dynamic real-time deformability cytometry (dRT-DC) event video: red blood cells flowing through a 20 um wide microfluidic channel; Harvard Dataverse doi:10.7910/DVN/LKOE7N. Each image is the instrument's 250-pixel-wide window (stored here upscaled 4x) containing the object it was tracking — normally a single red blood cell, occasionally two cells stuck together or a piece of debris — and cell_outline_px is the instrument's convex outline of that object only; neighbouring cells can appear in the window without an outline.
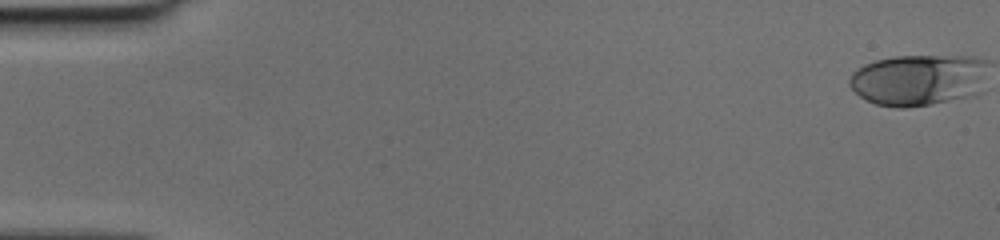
{"species": "human", "species_latin": "Homo sapiens", "temperature_condition": "cold", "stored_images_in_passage": 50, "camera_frame_rate_fps": 3000, "um_per_image_px": 0.085, "donor": {"sex": "female"}, "frame": {"image": 1, "passage_image": 1, "time_ms": 0.0, "image_size_px": [1000, 240], "cell_outline_px": [[984, 60], [964, 96], [932, 104], [904, 108], [900, 108], [876, 104], [860, 96], [848, 84], [848, 80], [852, 72], [864, 64], [876, 60], [896, 56], [972, 56]], "centroid_in_image_um": [77.75, 6.77], "position_along_channel_um": 7.2, "area_um2": 39.07}}
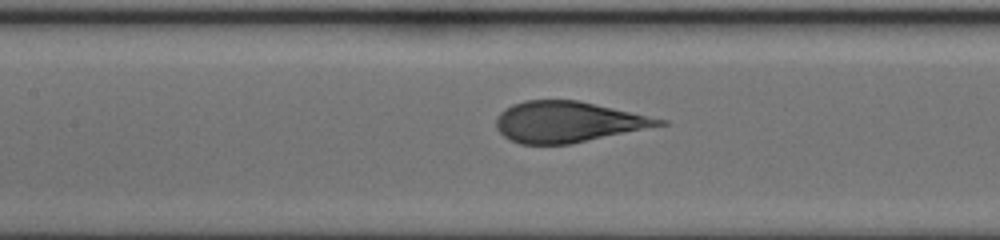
{"frame": {"image": 2, "passage_image": 24, "time_ms": 7.667, "image_size_px": [1000, 240], "cell_outline_px": [[668, 124], [568, 144], [520, 144], [504, 136], [496, 128], [496, 120], [500, 112], [504, 108], [512, 104], [524, 100], [576, 100], [668, 120]], "centroid_in_image_um": [48.23, 10.35], "position_along_channel_um": 159.2, "area_um2": 38.38}}
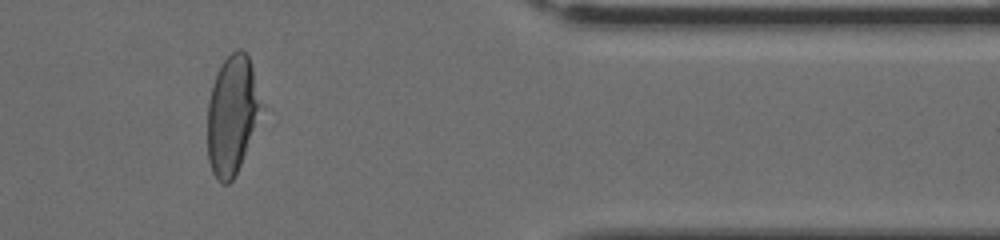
{"frame": {"image": 3, "passage_image": 42, "time_ms": 13.667, "image_size_px": [1000, 240], "cell_outline_px": [[260, 104], [240, 164], [232, 180], [228, 184], [224, 184], [216, 180], [212, 172], [208, 160], [208, 104], [212, 84], [216, 72], [224, 60], [236, 48], [240, 48], [248, 56], [252, 68]], "centroid_in_image_um": [19.64, 9.75], "position_along_channel_um": 391.8, "area_um2": 35.66}}